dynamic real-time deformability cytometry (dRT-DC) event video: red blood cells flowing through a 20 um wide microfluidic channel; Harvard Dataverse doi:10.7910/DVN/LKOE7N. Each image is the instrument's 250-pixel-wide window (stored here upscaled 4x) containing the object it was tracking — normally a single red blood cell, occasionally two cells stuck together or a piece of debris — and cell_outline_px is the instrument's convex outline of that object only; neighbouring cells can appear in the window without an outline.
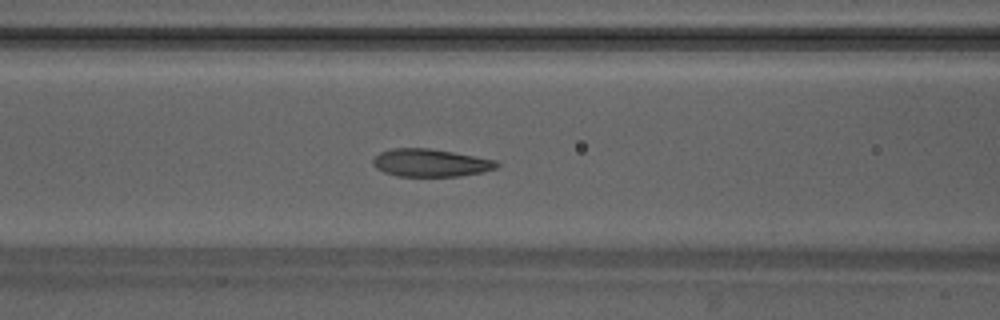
{"species": "Egyptian fruit bat (a non-hibernating species)", "species_latin": "Rousettus aegyptiacus", "temperature_condition": "warm", "stored_images_in_passage": 48, "camera_frame_rate_fps": 3000, "um_per_image_px": 0.085, "animal": {"sex": "male"}, "frame": {"image": 1, "passage_image": 19, "time_ms": 6.0, "image_size_px": [1000, 320], "cell_outline_px": [[500, 164], [496, 168], [484, 172], [460, 176], [396, 176], [384, 172], [376, 168], [372, 164], [372, 160], [380, 152], [392, 148], [428, 148], [452, 152], [496, 160]], "centroid_in_image_um": [36.59, 13.84], "position_along_channel_um": 130.0, "area_um2": 20.0}}
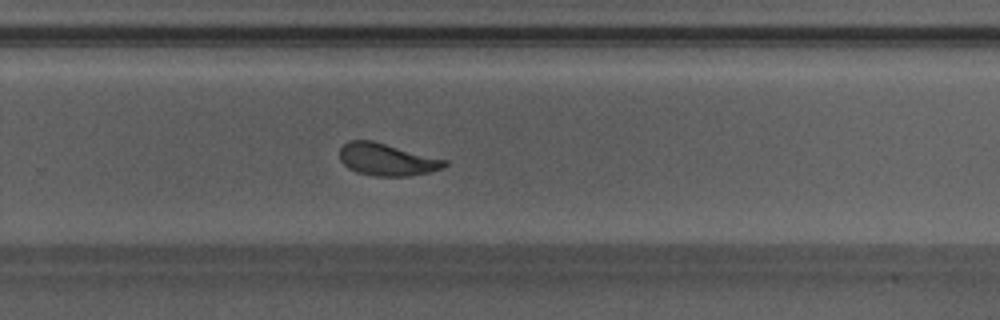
{"frame": {"image": 2, "passage_image": 31, "time_ms": 10.0, "image_size_px": [1000, 320], "cell_outline_px": [[448, 164], [444, 168], [428, 172], [408, 176], [376, 176], [356, 172], [348, 168], [340, 160], [340, 148], [348, 140], [372, 140], [448, 160]], "centroid_in_image_um": [32.89, 13.55], "position_along_channel_um": 296.9, "area_um2": 19.77}}
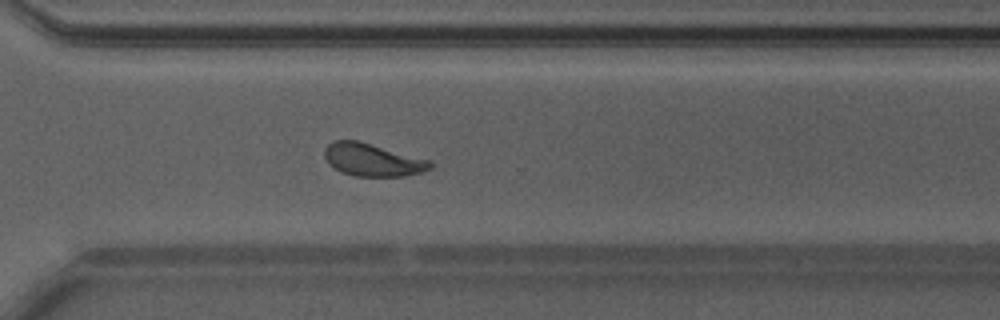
{"frame": {"image": 3, "passage_image": 34, "time_ms": 11.0, "image_size_px": [1000, 320], "cell_outline_px": [[432, 168], [420, 172], [404, 176], [352, 176], [340, 172], [328, 164], [324, 156], [324, 148], [332, 140], [356, 140], [432, 160]], "centroid_in_image_um": [31.64, 13.59], "position_along_channel_um": 339.0, "area_um2": 20.29}, "authors_computed_cell_mechanics": {"area_um2": 20.1144, "velocity_mm_per_s": 4.1847, "shape_relaxation_time_tau1_ms": 3.9361, "shape_relaxation_time_tau2_ms": 0.8639, "deformation_change_tau1": 0.1448, "deformation_change_tau2": 0.0695}}